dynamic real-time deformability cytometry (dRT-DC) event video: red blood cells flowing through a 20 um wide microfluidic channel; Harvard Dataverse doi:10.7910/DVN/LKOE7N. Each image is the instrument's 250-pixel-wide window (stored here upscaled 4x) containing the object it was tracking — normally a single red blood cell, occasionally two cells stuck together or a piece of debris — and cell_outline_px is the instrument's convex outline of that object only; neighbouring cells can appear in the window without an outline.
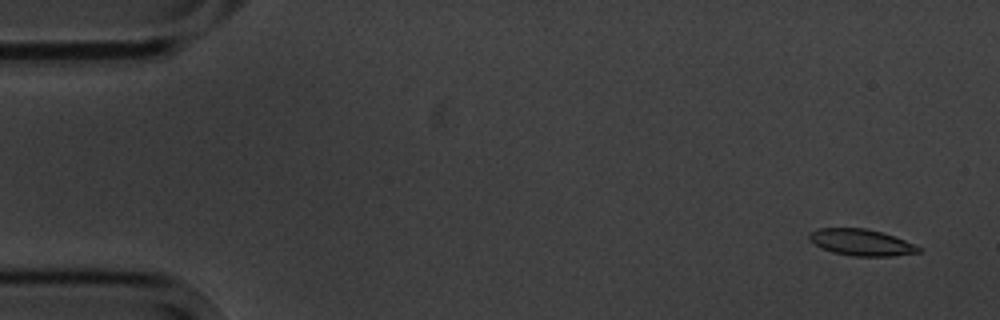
{"species": "common noctule bat (a hibernating species)", "species_latin": "Nyctalus noctula", "temperature_condition": "cold", "stored_images_in_passage": 8, "camera_frame_rate_fps": 3000, "um_per_image_px": 0.085, "animal": {"sex": "male", "body_mass_g": 20.1, "forearm_length_mm": 53.5}, "frame": {"image": 1, "passage_image": 1, "time_ms": 0.0, "image_size_px": [1000, 320], "cell_outline_px": [[920, 252], [892, 256], [852, 256], [832, 252], [820, 248], [808, 240], [808, 232], [820, 228], [864, 228], [880, 232], [904, 240], [920, 248]], "centroid_in_image_um": [73.12, 20.6], "position_along_channel_um": 11.9, "area_um2": 16.76}}
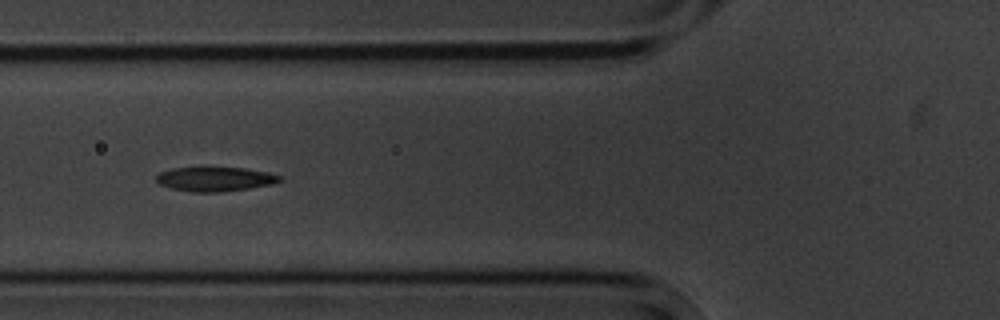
{"frame": {"image": 2, "passage_image": 6, "time_ms": 6.0, "image_size_px": [1000, 320], "cell_outline_px": [[284, 180], [272, 184], [248, 188], [220, 192], [192, 192], [172, 188], [160, 184], [156, 180], [156, 176], [160, 172], [172, 168], [208, 164], [244, 168], [268, 172], [284, 176]], "centroid_in_image_um": [18.29, 15.16], "position_along_channel_um": 107.5, "area_um2": 18.44}}
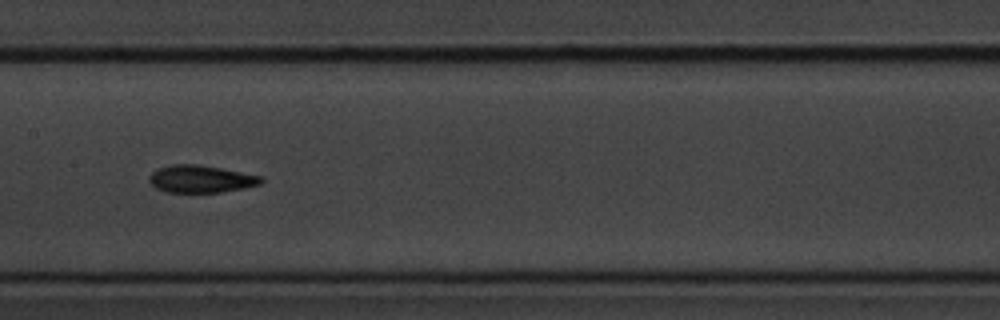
{"frame": {"image": 3, "passage_image": 8, "time_ms": 8.333, "image_size_px": [1000, 320], "cell_outline_px": [[264, 180], [260, 184], [244, 188], [220, 192], [168, 192], [156, 188], [148, 180], [148, 176], [156, 168], [172, 164], [200, 164], [260, 176]], "centroid_in_image_um": [17.03, 15.2], "position_along_channel_um": 190.4, "area_um2": 17.8}}